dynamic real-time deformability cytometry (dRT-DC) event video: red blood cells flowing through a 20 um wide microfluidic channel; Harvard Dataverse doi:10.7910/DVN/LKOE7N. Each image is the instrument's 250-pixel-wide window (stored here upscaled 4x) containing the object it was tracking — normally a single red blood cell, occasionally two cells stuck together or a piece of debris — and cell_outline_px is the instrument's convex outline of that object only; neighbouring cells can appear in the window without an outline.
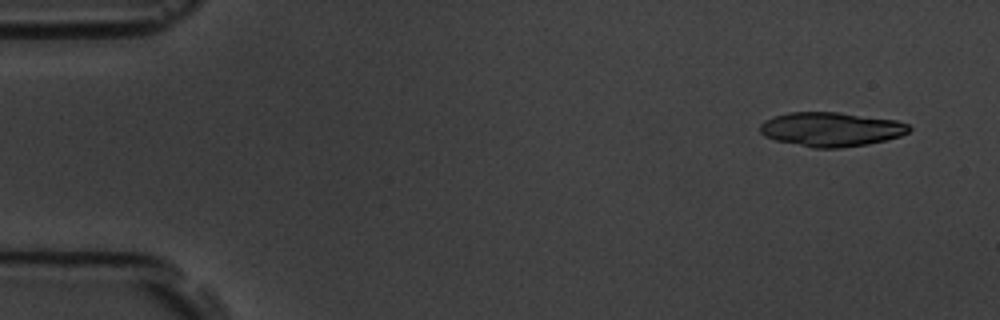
{"species": "common noctule bat (a hibernating species)", "species_latin": "Nyctalus noctula", "temperature_condition": "room temperature", "stored_images_in_passage": 4, "camera_frame_rate_fps": 3000, "um_per_image_px": 0.085, "animal": {"sex": "male", "body_mass_g": 19.5, "forearm_length_mm": 54.6}, "frame": {"image": 1, "passage_image": 1, "time_ms": 0.0, "image_size_px": [1000, 320], "cell_outline_px": [[912, 128], [908, 132], [900, 136], [868, 144], [840, 148], [812, 148], [776, 140], [764, 136], [760, 132], [760, 124], [764, 120], [772, 116], [788, 112], [840, 112], [896, 120], [908, 124]], "centroid_in_image_um": [70.62, 10.98], "position_along_channel_um": 14.4, "area_um2": 29.88}}